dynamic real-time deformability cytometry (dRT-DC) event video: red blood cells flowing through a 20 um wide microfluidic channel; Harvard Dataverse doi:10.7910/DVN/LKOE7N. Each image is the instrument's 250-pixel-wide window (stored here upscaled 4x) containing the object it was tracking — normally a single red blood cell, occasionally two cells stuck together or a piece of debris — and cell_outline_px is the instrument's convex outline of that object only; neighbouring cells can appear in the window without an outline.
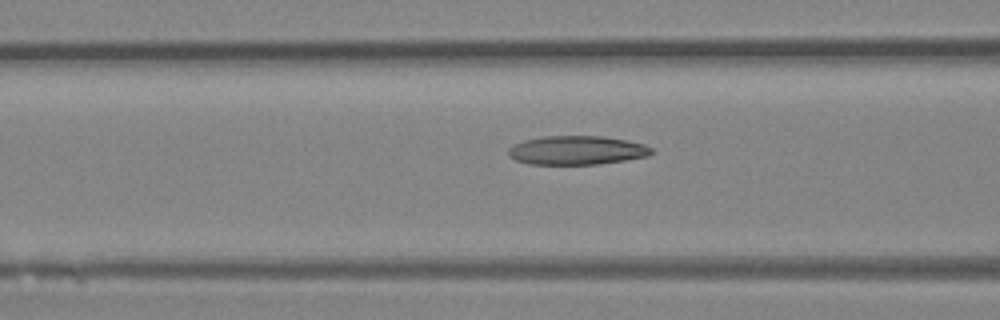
{"species": "Egyptian fruit bat (a non-hibernating species)", "species_latin": "Rousettus aegyptiacus", "temperature_condition": "room temperature", "stored_images_in_passage": 22, "camera_frame_rate_fps": 3000, "um_per_image_px": 0.085, "animal": {"sex": "female"}, "frame": {"image": 1, "passage_image": 14, "time_ms": 4.333, "image_size_px": [1000, 320], "cell_outline_px": [[652, 152], [648, 156], [624, 160], [596, 164], [528, 164], [516, 160], [508, 156], [508, 148], [512, 144], [524, 140], [544, 136], [604, 136], [628, 140], [644, 144], [652, 148]], "centroid_in_image_um": [49.0, 12.76], "position_along_channel_um": 117.6, "area_um2": 24.16}}
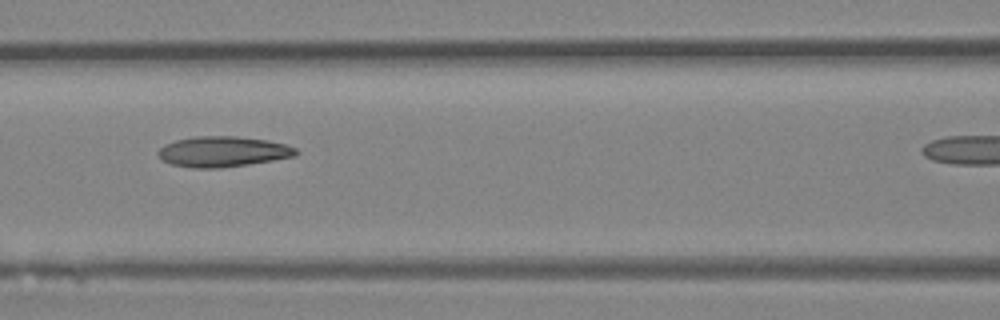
{"frame": {"image": 2, "passage_image": 16, "time_ms": 5.0, "image_size_px": [1000, 320], "cell_outline_px": [[300, 152], [296, 156], [248, 164], [220, 168], [192, 168], [172, 164], [160, 160], [156, 152], [164, 144], [176, 140], [196, 136], [236, 136], [268, 140], [284, 144], [296, 148]], "centroid_in_image_um": [18.92, 12.89], "position_along_channel_um": 147.7, "area_um2": 24.62}}
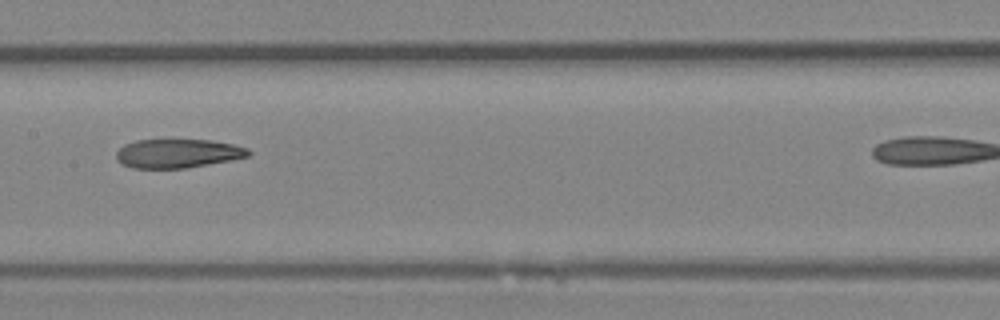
{"frame": {"image": 3, "passage_image": 19, "time_ms": 6.0, "image_size_px": [1000, 320], "cell_outline_px": [[252, 152], [248, 156], [232, 160], [184, 168], [132, 168], [120, 164], [116, 160], [116, 152], [124, 144], [136, 140], [212, 140], [232, 144], [248, 148]], "centroid_in_image_um": [15.09, 13.04], "position_along_channel_um": 192.3, "area_um2": 22.31}}